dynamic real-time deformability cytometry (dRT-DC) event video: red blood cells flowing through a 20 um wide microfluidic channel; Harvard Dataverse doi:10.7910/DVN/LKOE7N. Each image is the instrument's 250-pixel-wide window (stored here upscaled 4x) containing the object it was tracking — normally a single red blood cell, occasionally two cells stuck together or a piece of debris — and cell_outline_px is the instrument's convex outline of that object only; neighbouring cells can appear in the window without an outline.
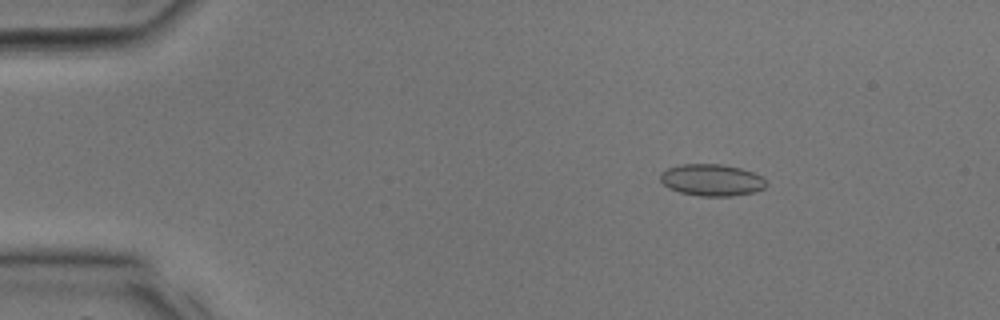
{"species": "common noctule bat (a hibernating species)", "species_latin": "Nyctalus noctula", "temperature_condition": "room temperature", "stored_images_in_passage": 14, "camera_frame_rate_fps": 3000, "um_per_image_px": 0.085, "animal": {"sex": "male", "body_mass_g": 17.9, "forearm_length_mm": 54.2}, "frame": {"image": 1, "passage_image": 5, "time_ms": 1.333, "image_size_px": [1000, 320], "cell_outline_px": [[768, 184], [764, 188], [756, 192], [732, 196], [700, 196], [680, 192], [668, 188], [660, 180], [660, 172], [668, 168], [680, 164], [720, 164], [740, 168], [752, 172], [768, 180]], "centroid_in_image_um": [60.51, 15.3], "position_along_channel_um": 24.5, "area_um2": 19.77}}
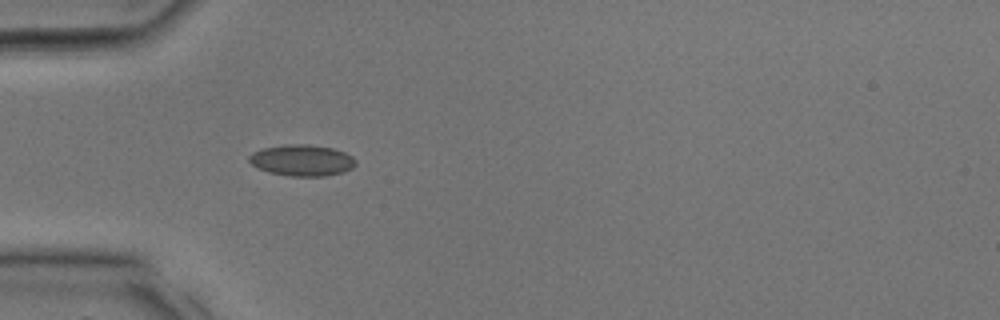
{"frame": {"image": 2, "passage_image": 10, "time_ms": 3.0, "image_size_px": [1000, 320], "cell_outline_px": [[356, 164], [352, 168], [344, 172], [324, 176], [292, 176], [268, 172], [252, 164], [248, 160], [248, 156], [252, 152], [264, 148], [284, 144], [308, 144], [332, 148], [344, 152], [352, 156], [356, 160]], "centroid_in_image_um": [25.68, 13.62], "position_along_channel_um": 59.3, "area_um2": 19.42}}
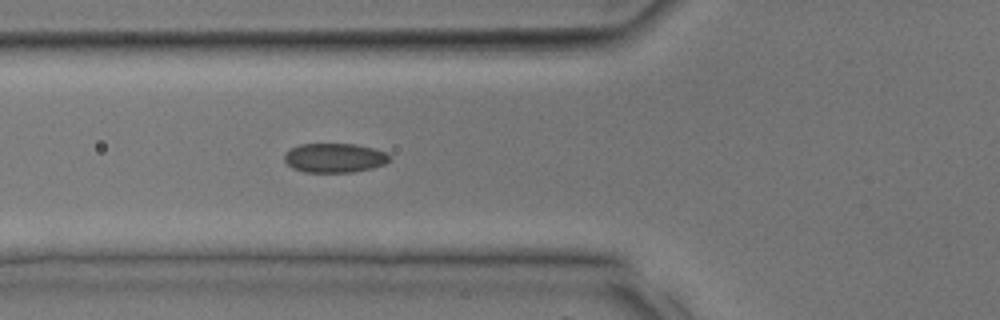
{"frame": {"image": 3, "passage_image": 12, "time_ms": 3.667, "image_size_px": [1000, 320], "cell_outline_px": [[392, 156], [384, 164], [372, 168], [352, 172], [304, 172], [292, 168], [284, 160], [284, 152], [300, 144], [356, 144], [388, 152]], "centroid_in_image_um": [28.44, 13.42], "position_along_channel_um": 97.4, "area_um2": 18.03}}